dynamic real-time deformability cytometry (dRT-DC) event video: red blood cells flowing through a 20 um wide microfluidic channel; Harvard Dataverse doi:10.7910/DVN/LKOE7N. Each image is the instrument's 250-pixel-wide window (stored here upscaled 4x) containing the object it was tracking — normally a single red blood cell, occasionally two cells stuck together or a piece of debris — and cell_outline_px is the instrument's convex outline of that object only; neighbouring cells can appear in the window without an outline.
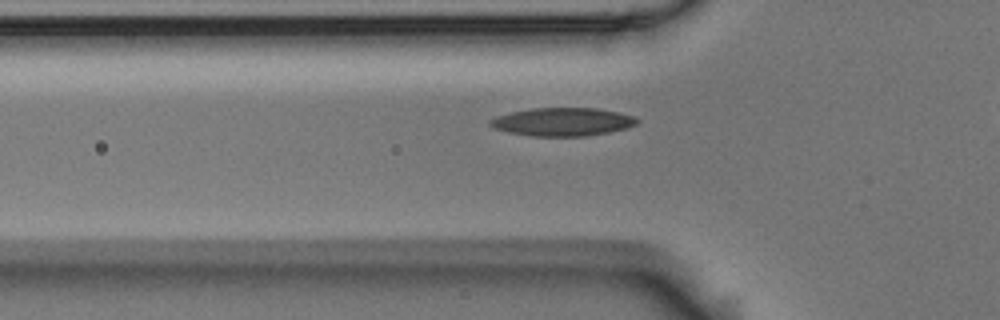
{"species": "Egyptian fruit bat (a non-hibernating species)", "species_latin": "Rousettus aegyptiacus", "temperature_condition": "room temperature", "stored_images_in_passage": 40, "camera_frame_rate_fps": 3000, "um_per_image_px": 0.085, "animal": {"sex": "male"}, "frame": {"image": 1, "passage_image": 11, "time_ms": 3.333, "image_size_px": [1000, 320], "cell_outline_px": [[640, 120], [636, 124], [628, 128], [608, 132], [584, 136], [532, 136], [508, 132], [496, 128], [488, 124], [488, 120], [512, 112], [532, 108], [600, 108], [620, 112], [636, 116]], "centroid_in_image_um": [47.89, 10.35], "position_along_channel_um": 77.9, "area_um2": 24.16}}
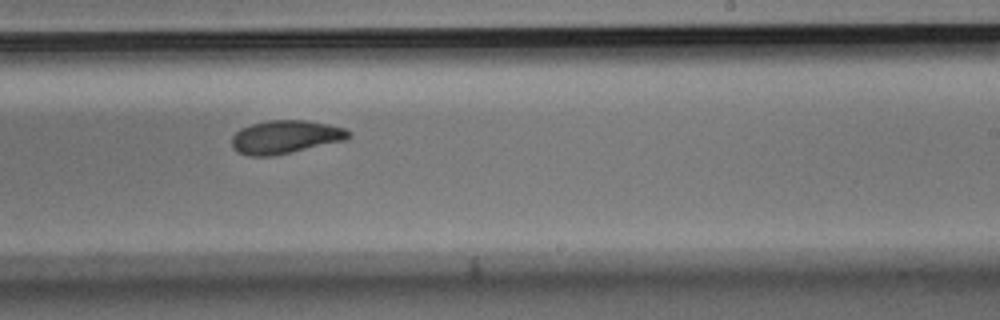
{"frame": {"image": 2, "passage_image": 26, "time_ms": 8.333, "image_size_px": [1000, 320], "cell_outline_px": [[352, 136], [344, 140], [292, 152], [272, 156], [248, 156], [236, 152], [232, 148], [232, 136], [240, 128], [252, 124], [268, 120], [304, 120], [328, 124], [344, 128], [352, 132]], "centroid_in_image_um": [24.23, 11.64], "position_along_channel_um": 264.8, "area_um2": 22.72}}
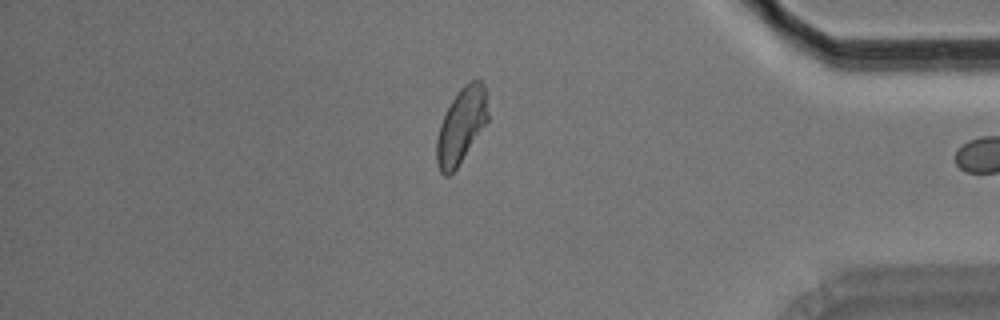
{"frame": {"image": 3, "passage_image": 39, "time_ms": 12.667, "image_size_px": [1000, 320], "cell_outline_px": [[488, 120], [456, 168], [448, 176], [444, 176], [440, 172], [436, 160], [436, 140], [440, 124], [452, 100], [460, 88], [464, 84], [472, 80], [480, 80], [484, 84], [488, 112]], "centroid_in_image_um": [39.19, 10.68], "position_along_channel_um": 396.0, "area_um2": 22.14}}